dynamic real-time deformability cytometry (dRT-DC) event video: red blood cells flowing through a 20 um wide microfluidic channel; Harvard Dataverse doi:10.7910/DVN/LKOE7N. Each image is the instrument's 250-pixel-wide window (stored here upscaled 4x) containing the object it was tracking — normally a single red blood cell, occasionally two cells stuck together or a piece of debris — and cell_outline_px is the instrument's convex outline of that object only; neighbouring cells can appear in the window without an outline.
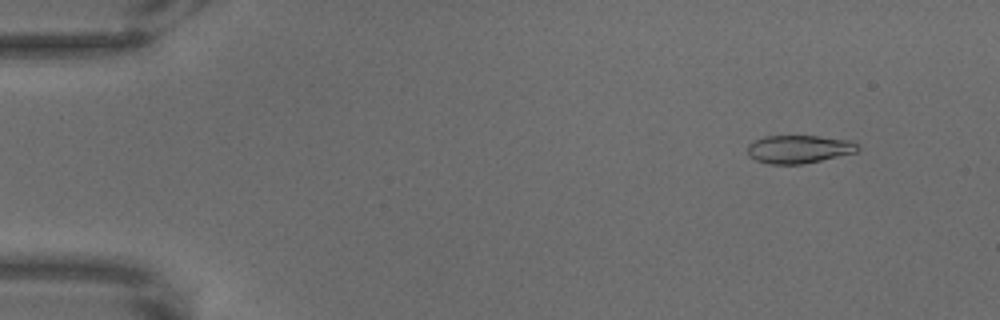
{"species": "common noctule bat (a hibernating species)", "species_latin": "Nyctalus noctula", "temperature_condition": "warm", "stored_images_in_passage": 62, "camera_frame_rate_fps": 3000, "um_per_image_px": 0.085, "animal": {"sex": "male", "body_mass_g": 18.8}, "frame": {"image": 1, "passage_image": 7, "time_ms": 2.0, "image_size_px": [1000, 320], "cell_outline_px": [[860, 148], [856, 152], [820, 160], [800, 164], [768, 164], [756, 160], [748, 156], [748, 144], [752, 140], [764, 136], [820, 136], [852, 140]], "centroid_in_image_um": [67.87, 12.66], "position_along_channel_um": 17.1, "area_um2": 18.09}}
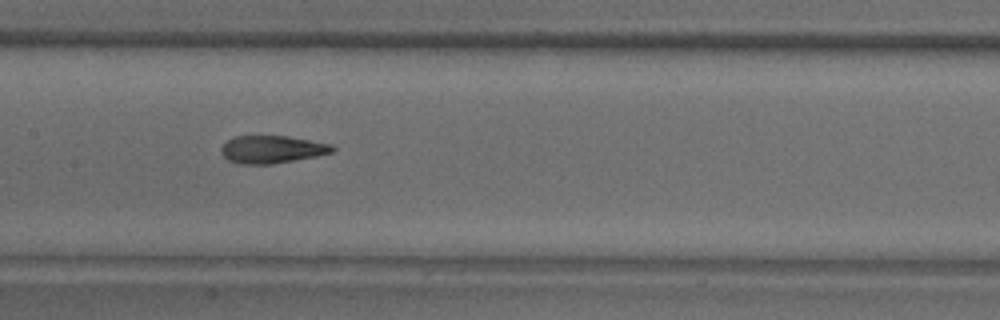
{"frame": {"image": 2, "passage_image": 34, "time_ms": 11.0, "image_size_px": [1000, 320], "cell_outline_px": [[336, 148], [332, 152], [316, 156], [272, 164], [240, 164], [228, 160], [220, 152], [220, 148], [228, 140], [236, 136], [288, 136], [332, 144]], "centroid_in_image_um": [23.11, 12.7], "position_along_channel_um": 184.3, "area_um2": 17.86}}
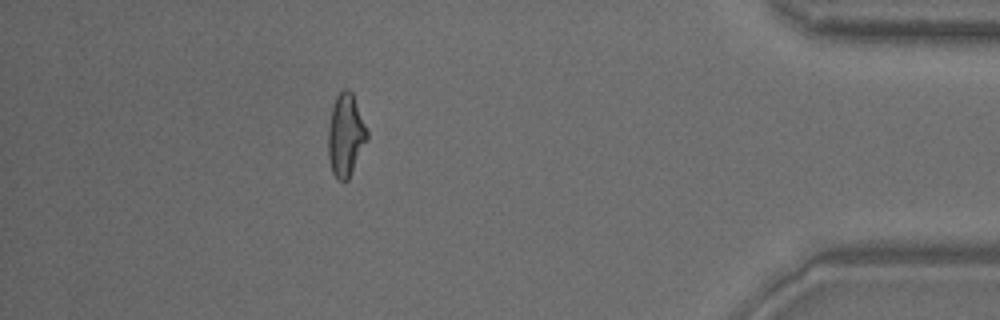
{"frame": {"image": 3, "passage_image": 60, "time_ms": 19.667, "image_size_px": [1000, 320], "cell_outline_px": [[368, 136], [352, 172], [348, 180], [336, 180], [332, 172], [328, 156], [328, 128], [332, 104], [336, 96], [344, 88], [348, 88], [352, 92], [368, 132]], "centroid_in_image_um": [29.35, 11.47], "position_along_channel_um": 405.8, "area_um2": 18.67}}